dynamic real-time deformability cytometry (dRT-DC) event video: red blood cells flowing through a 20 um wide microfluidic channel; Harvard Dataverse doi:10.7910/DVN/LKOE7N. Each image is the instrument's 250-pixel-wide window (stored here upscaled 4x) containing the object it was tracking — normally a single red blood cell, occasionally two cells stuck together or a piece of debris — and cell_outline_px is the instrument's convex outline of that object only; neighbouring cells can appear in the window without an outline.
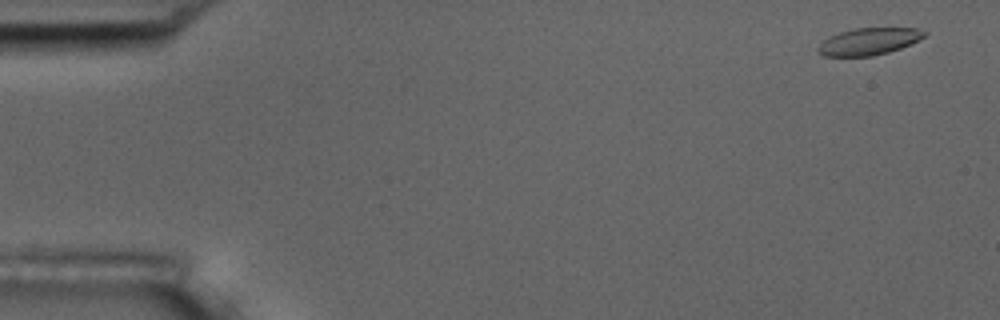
{"species": "common noctule bat (a hibernating species)", "species_latin": "Nyctalus noctula", "temperature_condition": "room temperature", "stored_images_in_passage": 5, "camera_frame_rate_fps": 3000, "um_per_image_px": 0.085, "animal": {"sex": "male", "body_mass_g": 17.5, "forearm_length_mm": 52.3}, "frame": {"image": 1, "passage_image": 1, "time_ms": 0.0, "image_size_px": [1000, 320], "cell_outline_px": [[928, 32], [924, 36], [900, 48], [888, 52], [872, 56], [824, 56], [816, 52], [816, 48], [828, 36], [852, 28], [916, 28]], "centroid_in_image_um": [73.78, 3.52], "position_along_channel_um": 11.2, "area_um2": 16.65}}
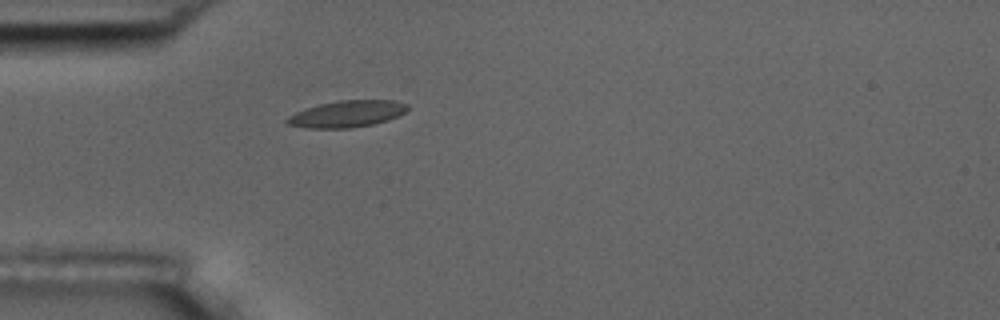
{"frame": {"image": 2, "passage_image": 5, "time_ms": 1.333, "image_size_px": [1000, 320], "cell_outline_px": [[408, 108], [404, 112], [388, 120], [372, 124], [348, 128], [308, 128], [284, 124], [284, 120], [288, 116], [296, 112], [320, 104], [340, 100], [396, 100], [408, 104]], "centroid_in_image_um": [29.47, 9.68], "position_along_channel_um": 55.5, "area_um2": 18.61}}